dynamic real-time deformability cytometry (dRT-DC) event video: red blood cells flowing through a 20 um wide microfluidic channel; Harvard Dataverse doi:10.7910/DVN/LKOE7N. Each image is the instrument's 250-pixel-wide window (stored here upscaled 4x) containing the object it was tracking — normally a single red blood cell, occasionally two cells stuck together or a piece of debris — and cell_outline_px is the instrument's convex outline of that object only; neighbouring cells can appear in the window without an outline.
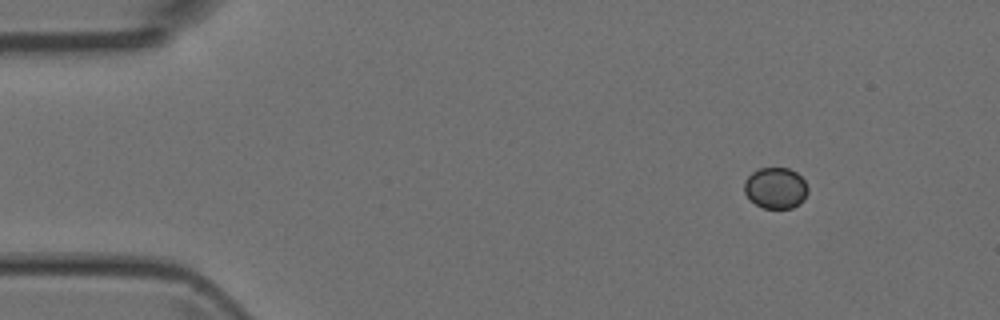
{"species": "Egyptian fruit bat (a non-hibernating species)", "species_latin": "Rousettus aegyptiacus", "temperature_condition": "room temperature", "stored_images_in_passage": 4, "camera_frame_rate_fps": 3000, "um_per_image_px": 0.085, "animal": {"sex": "female"}, "frame": {"image": 1, "passage_image": 1, "time_ms": 0.0, "image_size_px": [1000, 320], "cell_outline_px": [[808, 192], [804, 200], [800, 204], [792, 208], [764, 208], [756, 204], [744, 192], [744, 180], [752, 172], [760, 168], [788, 168], [796, 172], [804, 180], [808, 188]], "centroid_in_image_um": [65.94, 15.98], "position_along_channel_um": 19.1, "area_um2": 15.26}}
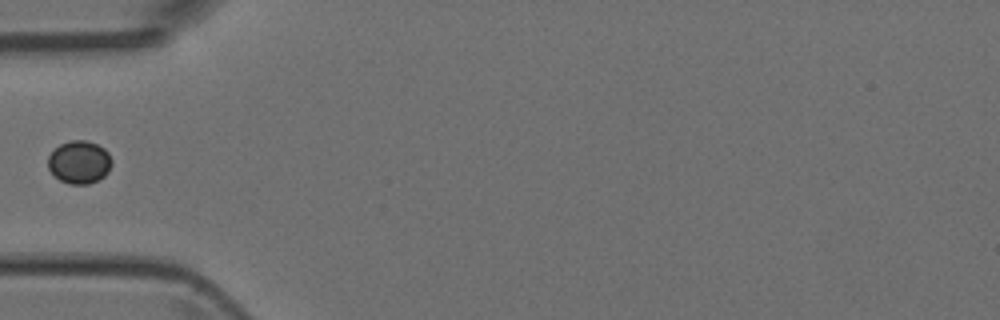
{"frame": {"image": 2, "passage_image": 4, "time_ms": 3.667, "image_size_px": [1000, 320], "cell_outline_px": [[112, 164], [108, 172], [104, 176], [88, 184], [68, 184], [60, 180], [48, 168], [48, 156], [60, 144], [72, 140], [88, 140], [104, 148], [108, 152], [112, 160]], "centroid_in_image_um": [6.76, 13.78], "position_along_channel_um": 78.2, "area_um2": 15.9}}